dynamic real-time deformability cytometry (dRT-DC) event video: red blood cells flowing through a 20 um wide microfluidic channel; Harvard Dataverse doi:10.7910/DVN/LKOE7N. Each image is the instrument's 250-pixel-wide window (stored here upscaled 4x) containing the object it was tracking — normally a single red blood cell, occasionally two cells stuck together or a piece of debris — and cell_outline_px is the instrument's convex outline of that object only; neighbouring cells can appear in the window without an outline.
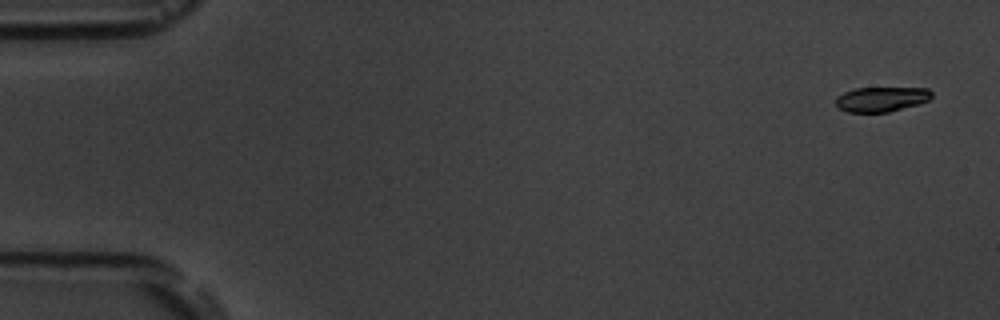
{"species": "common noctule bat (a hibernating species)", "species_latin": "Nyctalus noctula", "temperature_condition": "room temperature", "stored_images_in_passage": 5, "camera_frame_rate_fps": 3000, "um_per_image_px": 0.085, "animal": {"sex": "male", "body_mass_g": 19.5, "forearm_length_mm": 54.6}, "frame": {"image": 1, "passage_image": 1, "time_ms": 0.0, "image_size_px": [1000, 320], "cell_outline_px": [[932, 96], [928, 100], [920, 104], [888, 112], [848, 112], [840, 108], [836, 104], [836, 96], [844, 92], [856, 88], [928, 88], [932, 92]], "centroid_in_image_um": [74.93, 8.43], "position_along_channel_um": 10.1, "area_um2": 13.87}}
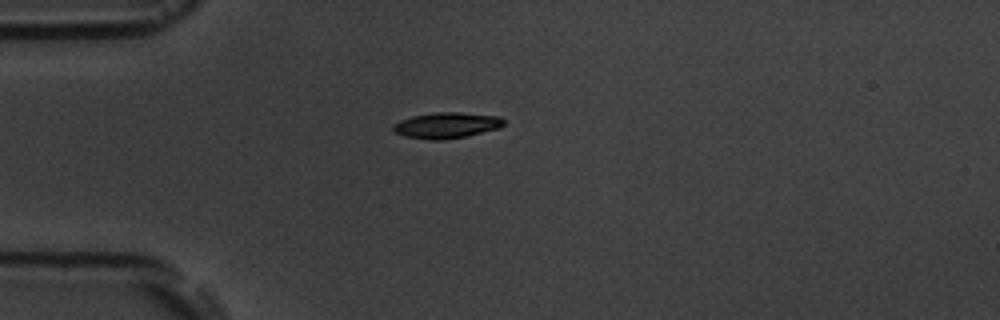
{"frame": {"image": 2, "passage_image": 4, "time_ms": 4.333, "image_size_px": [1000, 320], "cell_outline_px": [[504, 124], [500, 128], [464, 136], [444, 140], [428, 140], [404, 136], [392, 132], [392, 128], [400, 120], [412, 116], [436, 112], [460, 112], [500, 116], [504, 120]], "centroid_in_image_um": [37.95, 10.65], "position_along_channel_um": 47.1, "area_um2": 16.7}}
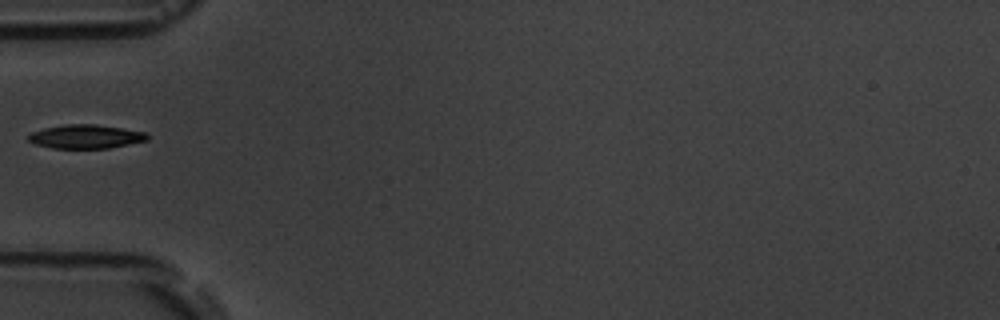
{"frame": {"image": 3, "passage_image": 5, "time_ms": 5.667, "image_size_px": [1000, 320], "cell_outline_px": [[148, 140], [108, 148], [52, 148], [36, 144], [28, 140], [28, 136], [32, 132], [44, 128], [64, 124], [96, 124], [144, 132], [148, 136]], "centroid_in_image_um": [7.26, 11.6], "position_along_channel_um": 77.7, "area_um2": 16.3}}